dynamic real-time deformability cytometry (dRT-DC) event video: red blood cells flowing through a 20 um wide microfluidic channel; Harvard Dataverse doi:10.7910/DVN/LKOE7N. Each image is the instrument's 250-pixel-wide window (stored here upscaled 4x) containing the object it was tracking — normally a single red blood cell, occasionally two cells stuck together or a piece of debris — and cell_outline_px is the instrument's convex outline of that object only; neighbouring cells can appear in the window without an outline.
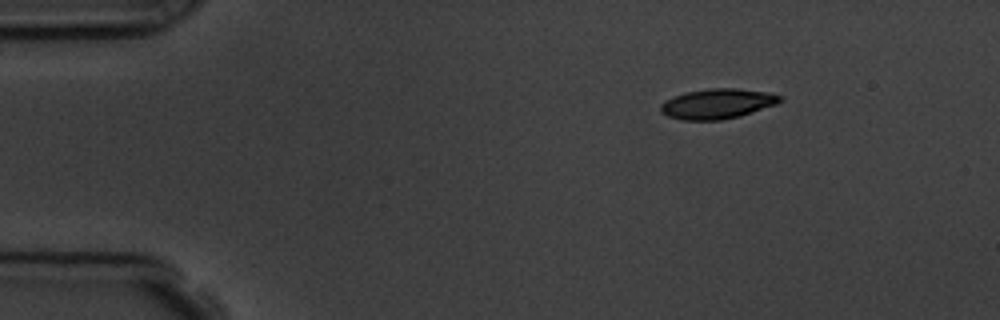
{"species": "common noctule bat (a hibernating species)", "species_latin": "Nyctalus noctula", "temperature_condition": "room temperature", "stored_images_in_passage": 5, "camera_frame_rate_fps": 3000, "um_per_image_px": 0.085, "animal": {"sex": "male", "body_mass_g": 19.5, "forearm_length_mm": 54.6}, "frame": {"image": 1, "passage_image": 1, "time_ms": 0.0, "image_size_px": [1000, 320], "cell_outline_px": [[784, 100], [776, 104], [740, 116], [720, 120], [680, 120], [668, 116], [660, 112], [660, 104], [676, 96], [688, 92], [712, 88], [736, 88], [768, 92], [784, 96]], "centroid_in_image_um": [61.02, 8.82], "position_along_channel_um": 24.0, "area_um2": 20.81}}
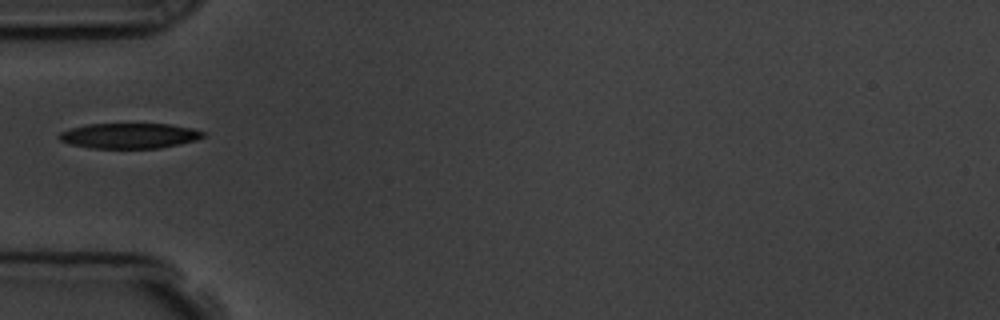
{"frame": {"image": 2, "passage_image": 4, "time_ms": 3.333, "image_size_px": [1000, 320], "cell_outline_px": [[204, 136], [196, 140], [180, 144], [160, 148], [92, 148], [68, 144], [60, 140], [56, 136], [60, 132], [72, 128], [88, 124], [168, 124], [192, 128], [204, 132]], "centroid_in_image_um": [10.97, 11.54], "position_along_channel_um": 74.0, "area_um2": 21.21}}